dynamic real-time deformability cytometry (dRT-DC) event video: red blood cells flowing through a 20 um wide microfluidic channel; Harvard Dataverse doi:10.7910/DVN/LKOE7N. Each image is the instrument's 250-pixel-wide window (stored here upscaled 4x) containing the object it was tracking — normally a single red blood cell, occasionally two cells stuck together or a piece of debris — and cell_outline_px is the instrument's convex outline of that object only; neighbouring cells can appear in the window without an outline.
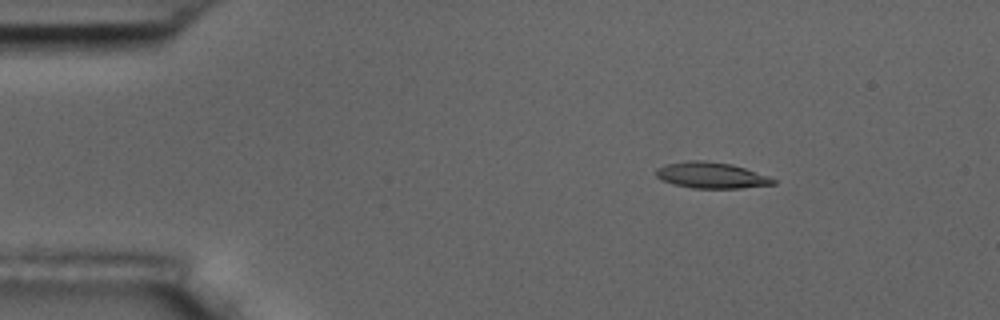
{"species": "common noctule bat (a hibernating species)", "species_latin": "Nyctalus noctula", "temperature_condition": "room temperature", "stored_images_in_passage": 4, "camera_frame_rate_fps": 3000, "um_per_image_px": 0.085, "animal": {"sex": "male", "body_mass_g": 17.5, "forearm_length_mm": 52.3}, "frame": {"image": 1, "passage_image": 2, "time_ms": 2.0, "image_size_px": [1000, 320], "cell_outline_px": [[776, 184], [740, 188], [692, 188], [676, 184], [664, 180], [656, 176], [656, 168], [664, 164], [688, 160], [704, 160], [732, 164], [768, 176], [776, 180]], "centroid_in_image_um": [60.46, 14.89], "position_along_channel_um": 24.5, "area_um2": 17.69}}